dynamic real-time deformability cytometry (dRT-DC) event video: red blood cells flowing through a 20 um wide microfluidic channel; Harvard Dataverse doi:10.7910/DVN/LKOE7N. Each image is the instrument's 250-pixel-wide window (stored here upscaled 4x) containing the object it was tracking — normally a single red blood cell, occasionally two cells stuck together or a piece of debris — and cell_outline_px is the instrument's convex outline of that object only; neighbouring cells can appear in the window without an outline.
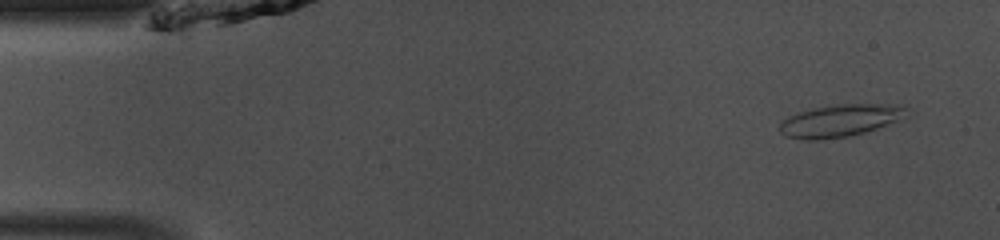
{"species": "common noctule bat (a hibernating species)", "species_latin": "Nyctalus noctula", "temperature_condition": "room temperature", "stored_images_in_passage": 47, "camera_frame_rate_fps": 3000, "um_per_image_px": 0.085, "animal": {"sex": "male", "body_mass_g": 13.0, "forearm_length_mm": 53.1}, "frame": {"image": 1, "passage_image": 3, "time_ms": 0.667, "image_size_px": [1000, 240], "cell_outline_px": [[908, 108], [904, 120], [864, 132], [848, 136], [820, 140], [804, 140], [784, 136], [780, 132], [780, 124], [788, 116], [800, 112], [816, 108], [840, 104], [904, 104]], "centroid_in_image_um": [71.48, 10.25], "position_along_channel_um": 13.5, "area_um2": 24.04}}
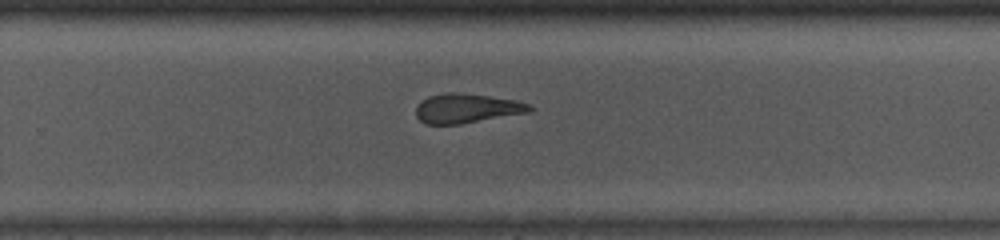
{"frame": {"image": 2, "passage_image": 30, "time_ms": 9.667, "image_size_px": [1000, 240], "cell_outline_px": [[536, 108], [532, 112], [460, 124], [424, 124], [416, 116], [416, 104], [420, 100], [428, 96], [444, 92], [456, 92], [488, 96], [516, 100], [528, 104]], "centroid_in_image_um": [39.66, 9.21], "position_along_channel_um": 290.1, "area_um2": 19.77}}
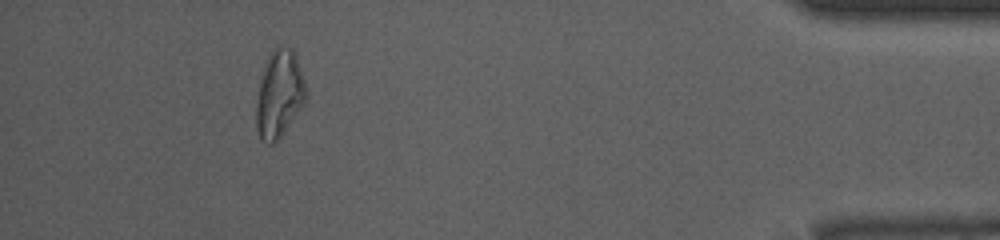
{"frame": {"image": 3, "passage_image": 43, "time_ms": 14.0, "image_size_px": [1000, 240], "cell_outline_px": [[308, 96], [304, 104], [280, 136], [272, 144], [268, 144], [260, 140], [256, 128], [256, 104], [260, 80], [268, 56], [272, 48], [280, 44], [284, 44], [292, 48], [296, 52], [308, 92]], "centroid_in_image_um": [23.76, 7.93], "position_along_channel_um": 411.4, "area_um2": 25.66}, "authors_computed_cell_mechanics": {"area_um2": 21.675, "velocity_mm_per_s": 4.1299, "shape_relaxation_time_tau1_ms": null, "shape_relaxation_time_tau2_ms": 1.8106, "deformation_change_tau1": null, "deformation_change_tau2": 0.1109}}